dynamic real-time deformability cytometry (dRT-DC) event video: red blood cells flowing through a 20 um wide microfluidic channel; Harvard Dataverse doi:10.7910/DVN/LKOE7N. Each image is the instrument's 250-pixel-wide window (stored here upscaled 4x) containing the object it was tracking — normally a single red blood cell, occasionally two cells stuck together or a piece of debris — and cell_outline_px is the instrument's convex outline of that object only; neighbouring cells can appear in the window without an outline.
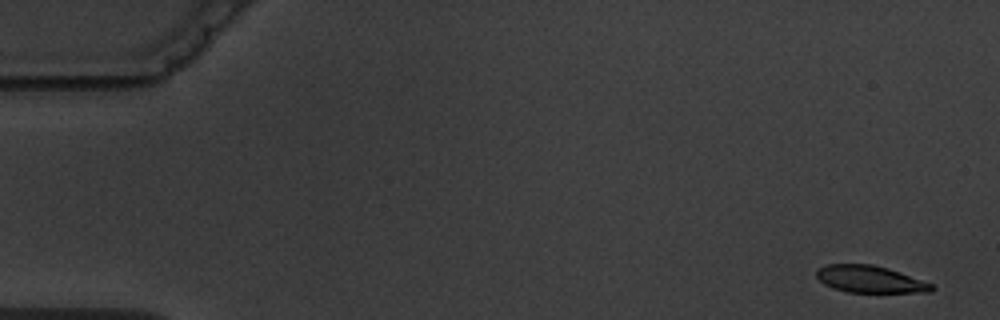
{"species": "common noctule bat (a hibernating species)", "species_latin": "Nyctalus noctula", "temperature_condition": "warm", "stored_images_in_passage": 6, "segment_of_instrument_passage": [1, 2], "camera_frame_rate_fps": 3000, "um_per_image_px": 0.085, "animal": {"sex": "male", "body_mass_g": 19.5, "forearm_length_mm": 54.6}, "frame": {"image": 1, "passage_image": 1, "time_ms": 0.0, "image_size_px": [1000, 320], "cell_outline_px": [[936, 288], [932, 292], [848, 292], [832, 288], [824, 284], [816, 276], [816, 272], [820, 268], [828, 264], [872, 264], [888, 268], [900, 272], [932, 284]], "centroid_in_image_um": [73.95, 23.73], "position_along_channel_um": 11.0, "area_um2": 18.03}}
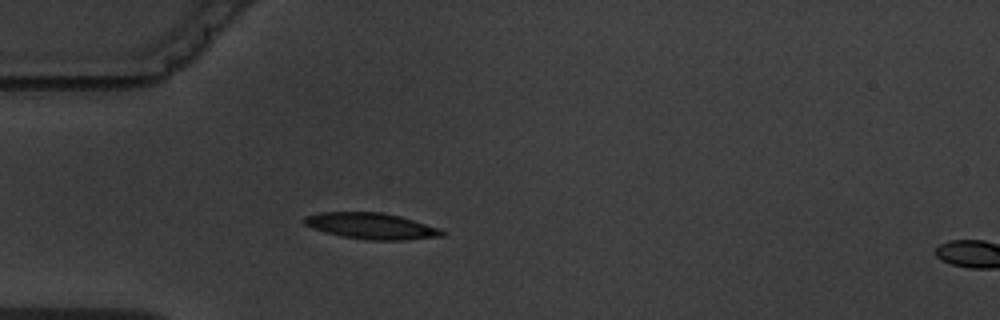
{"frame": {"image": 2, "passage_image": 5, "time_ms": 4.667, "image_size_px": [1000, 320], "cell_outline_px": [[444, 236], [404, 240], [368, 240], [340, 236], [324, 232], [312, 228], [304, 224], [304, 216], [320, 212], [380, 212], [400, 216], [440, 228], [444, 232]], "centroid_in_image_um": [31.54, 19.21], "position_along_channel_um": 53.5, "area_um2": 21.04}}